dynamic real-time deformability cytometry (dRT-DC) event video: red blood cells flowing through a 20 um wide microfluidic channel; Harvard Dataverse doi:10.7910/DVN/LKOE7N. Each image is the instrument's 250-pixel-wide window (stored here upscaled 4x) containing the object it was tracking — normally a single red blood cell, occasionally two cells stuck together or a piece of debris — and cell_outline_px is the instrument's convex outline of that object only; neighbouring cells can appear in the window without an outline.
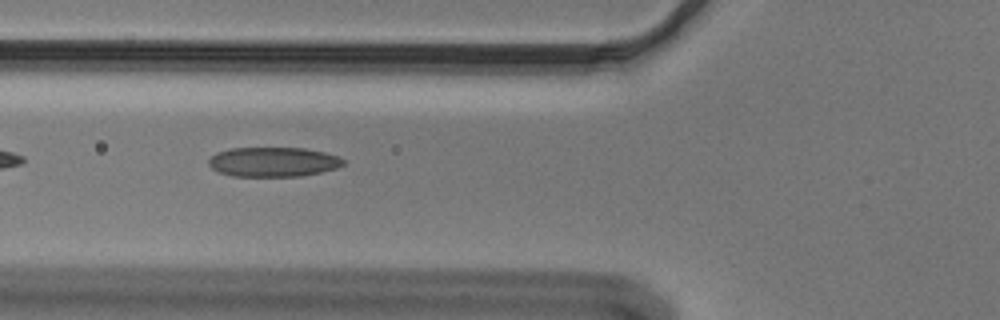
{"species": "Egyptian fruit bat (a non-hibernating species)", "species_latin": "Rousettus aegyptiacus", "temperature_condition": "cold", "stored_images_in_passage": 39, "camera_frame_rate_fps": 3000, "um_per_image_px": 0.085, "animal": {"sex": "male"}, "frame": {"image": 1, "passage_image": 5, "time_ms": 1.333, "image_size_px": [1000, 320], "cell_outline_px": [[344, 164], [336, 168], [320, 172], [300, 176], [232, 176], [216, 172], [208, 164], [208, 160], [216, 152], [232, 148], [304, 148], [324, 152], [340, 156], [344, 160]], "centroid_in_image_um": [23.2, 13.76], "position_along_channel_um": 102.6, "area_um2": 23.29}}
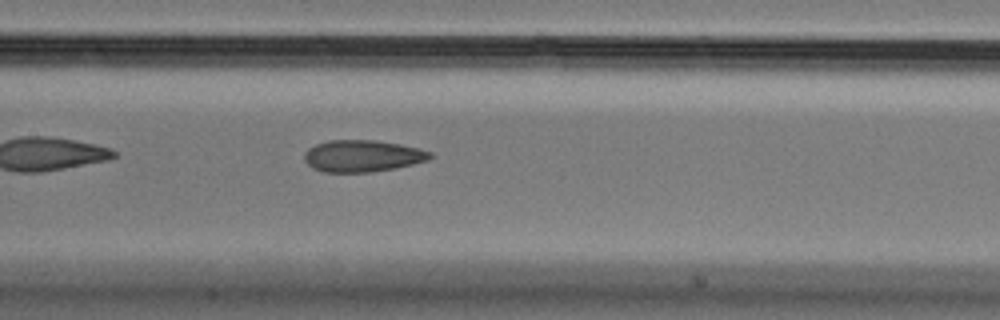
{"frame": {"image": 2, "passage_image": 11, "time_ms": 3.333, "image_size_px": [1000, 320], "cell_outline_px": [[432, 156], [428, 160], [396, 168], [372, 172], [324, 172], [312, 168], [304, 160], [304, 152], [308, 148], [316, 144], [328, 140], [376, 140], [400, 144], [420, 148], [432, 152]], "centroid_in_image_um": [30.8, 13.25], "position_along_channel_um": 176.6, "area_um2": 23.47}}
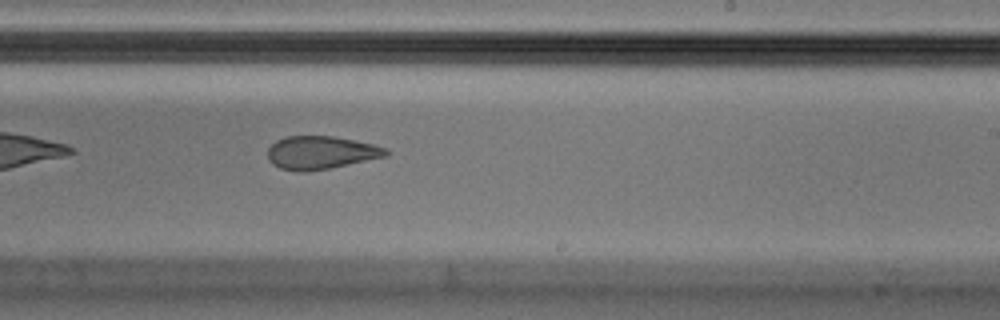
{"frame": {"image": 3, "passage_image": 18, "time_ms": 5.667, "image_size_px": [1000, 320], "cell_outline_px": [[388, 156], [328, 168], [304, 172], [296, 172], [280, 168], [272, 164], [268, 160], [268, 148], [276, 140], [284, 136], [332, 136], [372, 144], [388, 148]], "centroid_in_image_um": [27.24, 12.97], "position_along_channel_um": 261.8, "area_um2": 22.77}, "authors_computed_cell_mechanics": {"area_um2": 24.1604, "velocity_mm_per_s": 3.6583, "shape_relaxation_time_tau1_ms": null, "shape_relaxation_time_tau2_ms": 3.888, "deformation_change_tau1": null, "deformation_change_tau2": 0.1215}}